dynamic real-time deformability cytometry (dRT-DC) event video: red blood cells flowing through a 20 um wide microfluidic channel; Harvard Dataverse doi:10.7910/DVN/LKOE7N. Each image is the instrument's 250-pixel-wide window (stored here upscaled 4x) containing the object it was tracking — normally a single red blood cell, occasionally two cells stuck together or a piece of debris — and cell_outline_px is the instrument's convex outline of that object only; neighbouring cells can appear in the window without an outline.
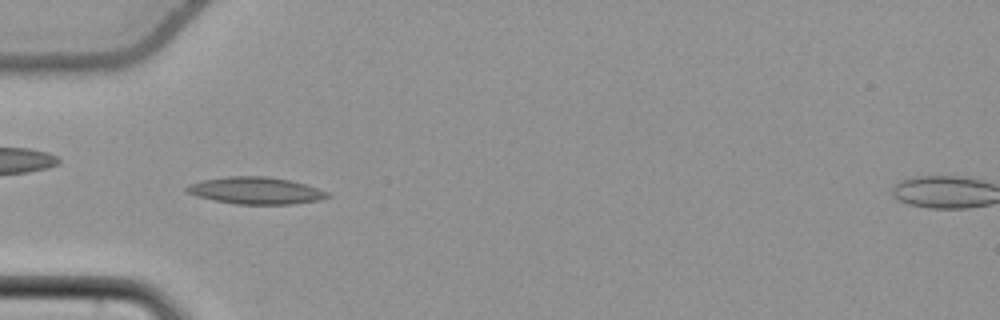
{"species": "common noctule bat (a hibernating species)", "species_latin": "Nyctalus noctula", "temperature_condition": "cold", "stored_images_in_passage": 56, "camera_frame_rate_fps": 3000, "um_per_image_px": 0.085, "animal": {"sex": "female", "body_mass_g": 22.7, "forearm_length_mm": 54.2}, "frame": {"image": 1, "passage_image": 19, "time_ms": 6.0, "image_size_px": [1000, 320], "cell_outline_px": [[332, 196], [320, 200], [292, 204], [236, 204], [196, 196], [188, 192], [184, 188], [188, 184], [200, 180], [228, 176], [268, 176], [288, 180], [304, 184], [328, 192]], "centroid_in_image_um": [21.72, 16.19], "position_along_channel_um": 63.3, "area_um2": 22.08}}
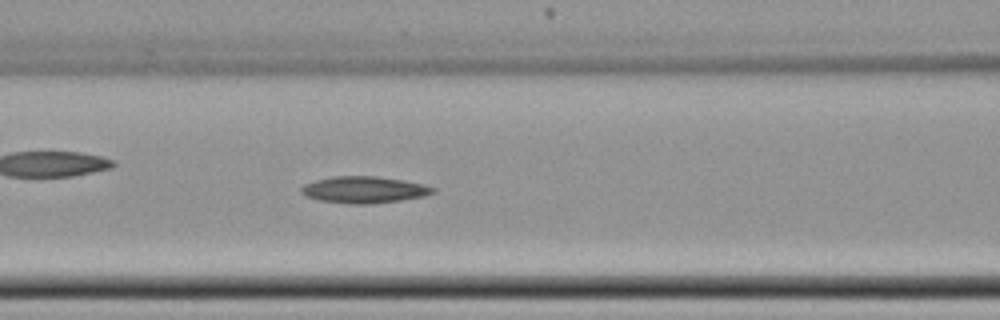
{"frame": {"image": 2, "passage_image": 25, "time_ms": 8.0, "image_size_px": [1000, 320], "cell_outline_px": [[436, 192], [424, 196], [400, 200], [368, 204], [348, 204], [320, 200], [308, 196], [300, 192], [300, 188], [304, 184], [316, 180], [332, 176], [376, 176], [404, 180], [436, 188]], "centroid_in_image_um": [30.94, 16.12], "position_along_channel_um": 135.7, "area_um2": 20.35}}
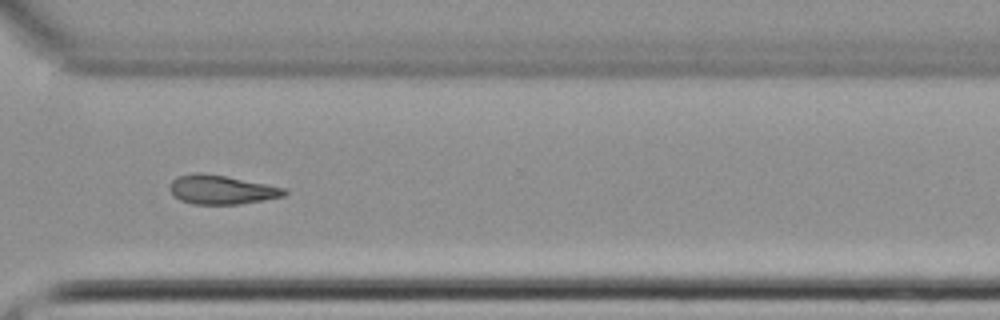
{"frame": {"image": 3, "passage_image": 42, "time_ms": 13.667, "image_size_px": [1000, 320], "cell_outline_px": [[288, 192], [284, 196], [264, 200], [240, 204], [192, 204], [180, 200], [172, 196], [168, 188], [172, 180], [180, 176], [196, 172], [200, 172], [224, 176], [284, 188]], "centroid_in_image_um": [18.77, 16.14], "position_along_channel_um": 351.8, "area_um2": 19.25}, "authors_computed_cell_mechanics": {"area_um2": 19.7965, "velocity_mm_per_s": 3.8071, "shape_relaxation_time_tau1_ms": 4.5373, "shape_relaxation_time_tau2_ms": 8.7779, "deformation_change_tau1": 0.1079, "deformation_change_tau2": 0.1663}}